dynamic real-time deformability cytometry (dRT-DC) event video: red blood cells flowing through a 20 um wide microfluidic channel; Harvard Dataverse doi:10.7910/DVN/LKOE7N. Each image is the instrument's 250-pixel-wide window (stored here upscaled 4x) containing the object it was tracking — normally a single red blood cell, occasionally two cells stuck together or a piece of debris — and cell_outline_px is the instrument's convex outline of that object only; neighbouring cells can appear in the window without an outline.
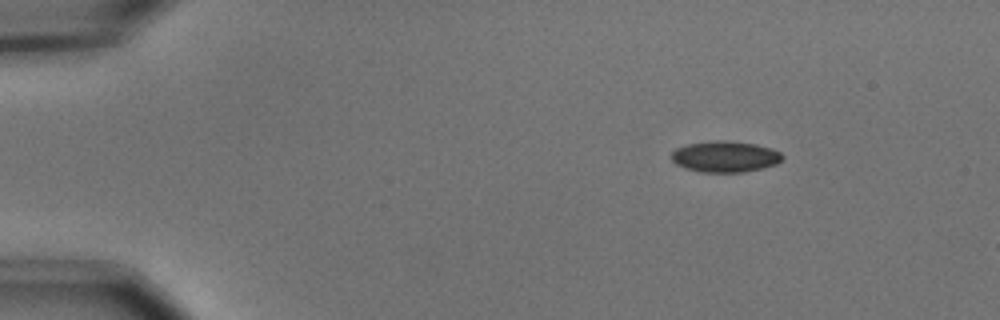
{"species": "common noctule bat (a hibernating species)", "species_latin": "Nyctalus noctula", "temperature_condition": "cold", "stored_images_in_passage": 48, "camera_frame_rate_fps": 3000, "um_per_image_px": 0.085, "animal": {"sex": "male", "body_mass_g": 15.6}, "frame": {"image": 1, "passage_image": 1, "time_ms": 0.0, "image_size_px": [1000, 320], "cell_outline_px": [[784, 156], [776, 164], [744, 172], [700, 172], [684, 168], [676, 164], [672, 160], [672, 152], [676, 148], [688, 144], [716, 140], [728, 140], [756, 144], [772, 148], [780, 152]], "centroid_in_image_um": [61.63, 13.3], "position_along_channel_um": 23.4, "area_um2": 20.11}}
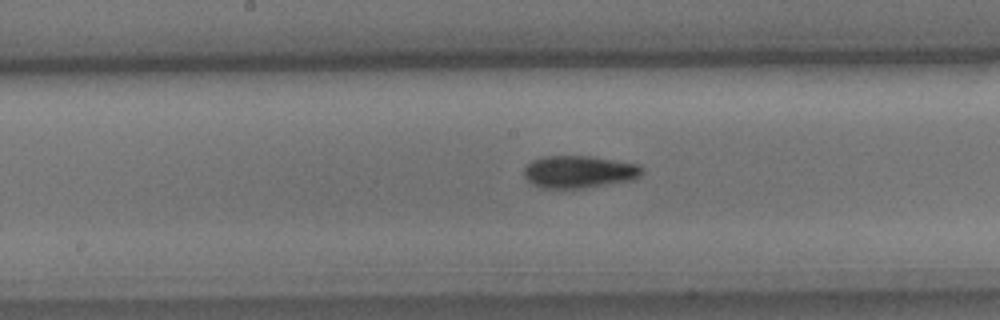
{"frame": {"image": 2, "passage_image": 22, "time_ms": 7.0, "image_size_px": [1000, 320], "cell_outline_px": [[644, 172], [640, 176], [632, 180], [580, 188], [540, 188], [532, 184], [524, 176], [524, 168], [532, 160], [540, 156], [592, 156], [640, 164], [644, 168]], "centroid_in_image_um": [49.23, 14.59], "position_along_channel_um": 199.0, "area_um2": 22.43}}
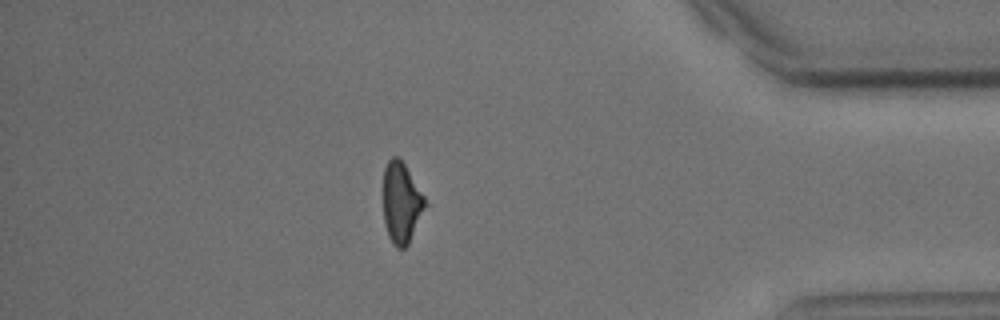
{"frame": {"image": 3, "passage_image": 41, "time_ms": 13.333, "image_size_px": [1000, 320], "cell_outline_px": [[428, 204], [408, 244], [404, 248], [396, 248], [392, 244], [388, 236], [384, 224], [384, 168], [388, 160], [392, 156], [396, 156], [404, 164], [424, 196]], "centroid_in_image_um": [34.12, 17.27], "position_along_channel_um": 401.1, "area_um2": 19.65}, "authors_computed_cell_mechanics": {"area_um2": 21.7617, "velocity_mm_per_s": 3.6974, "shape_relaxation_time_tau1_ms": 2.4895, "shape_relaxation_time_tau2_ms": 8.7468, "deformation_change_tau1": 0.0808, "deformation_change_tau2": 0.1869}}